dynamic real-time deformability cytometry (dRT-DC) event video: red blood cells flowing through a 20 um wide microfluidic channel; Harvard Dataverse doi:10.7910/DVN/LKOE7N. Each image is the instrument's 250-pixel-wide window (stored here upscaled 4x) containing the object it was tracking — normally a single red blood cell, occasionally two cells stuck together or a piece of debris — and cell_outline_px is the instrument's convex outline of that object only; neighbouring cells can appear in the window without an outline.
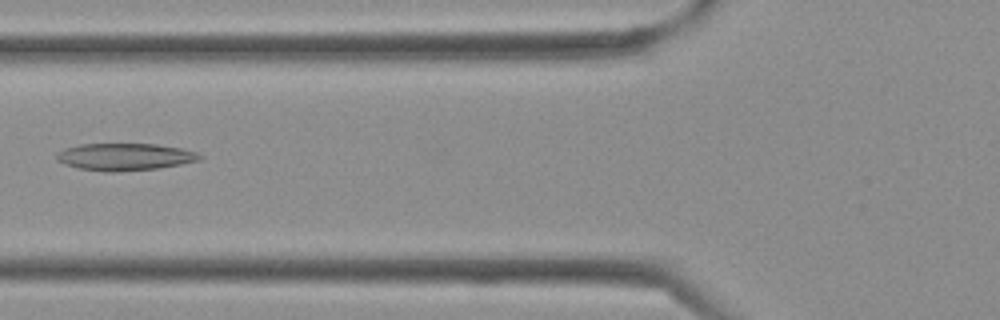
{"species": "Egyptian fruit bat (a non-hibernating species)", "species_latin": "Rousettus aegyptiacus", "temperature_condition": "cold", "stored_images_in_passage": 38, "camera_frame_rate_fps": 3000, "um_per_image_px": 0.085, "frame": {"image": 1, "passage_image": 14, "time_ms": 4.333, "image_size_px": [1000, 320], "cell_outline_px": [[204, 156], [200, 160], [160, 168], [116, 172], [104, 172], [80, 168], [64, 164], [56, 160], [56, 152], [64, 148], [80, 144], [156, 144], [180, 148], [196, 152]], "centroid_in_image_um": [10.59, 13.33], "position_along_channel_um": 115.2, "area_um2": 22.77}}
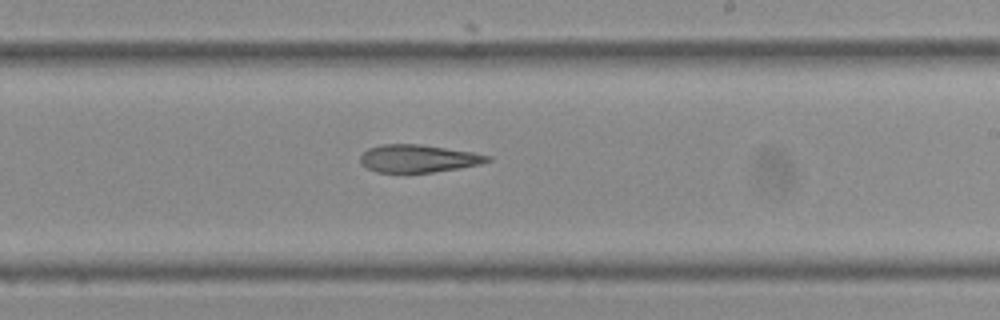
{"frame": {"image": 2, "passage_image": 22, "time_ms": 7.0, "image_size_px": [1000, 320], "cell_outline_px": [[492, 160], [480, 164], [460, 168], [432, 172], [376, 172], [360, 164], [360, 156], [368, 148], [380, 144], [420, 144], [472, 152], [492, 156]], "centroid_in_image_um": [35.55, 13.47], "position_along_channel_um": 253.5, "area_um2": 20.52}}
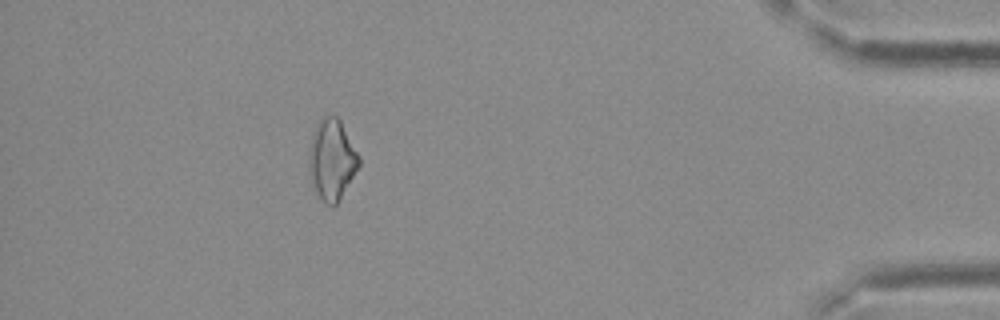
{"frame": {"image": 3, "passage_image": 34, "time_ms": 11.0, "image_size_px": [1000, 320], "cell_outline_px": [[360, 164], [340, 200], [332, 208], [324, 204], [320, 200], [312, 184], [308, 172], [308, 152], [312, 136], [316, 124], [324, 116], [336, 116], [340, 120], [360, 156]], "centroid_in_image_um": [28.19, 13.62], "position_along_channel_um": 407.0, "area_um2": 23.81}}